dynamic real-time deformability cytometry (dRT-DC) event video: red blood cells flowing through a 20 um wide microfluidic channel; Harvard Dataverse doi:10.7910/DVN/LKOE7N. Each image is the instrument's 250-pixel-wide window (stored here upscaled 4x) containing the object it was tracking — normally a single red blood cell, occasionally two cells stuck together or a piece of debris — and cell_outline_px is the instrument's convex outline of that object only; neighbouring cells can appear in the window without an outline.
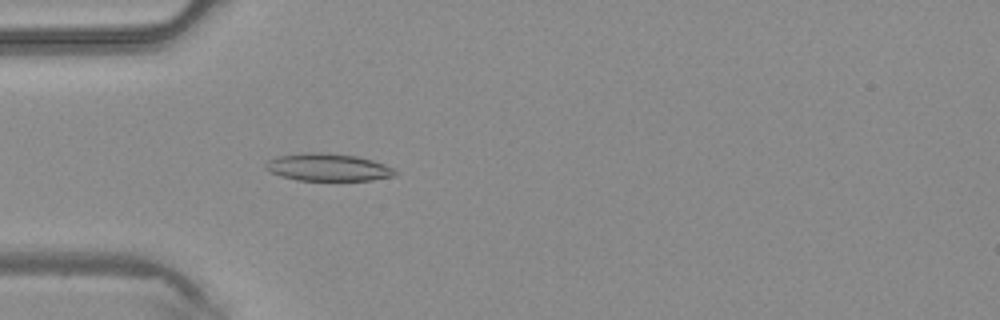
{"species": "common noctule bat (a hibernating species)", "species_latin": "Nyctalus noctula", "temperature_condition": "warm", "stored_images_in_passage": 43, "camera_frame_rate_fps": 3000, "um_per_image_px": 0.085, "animal": {"sex": "male", "body_mass_g": 20.4}, "frame": {"image": 1, "passage_image": 13, "time_ms": 4.0, "image_size_px": [1000, 320], "cell_outline_px": [[400, 172], [396, 176], [372, 180], [296, 180], [280, 176], [268, 172], [264, 168], [264, 164], [268, 160], [276, 156], [304, 152], [320, 152], [356, 156], [372, 160], [384, 164]], "centroid_in_image_um": [27.84, 14.22], "position_along_channel_um": 57.2, "area_um2": 20.98}}
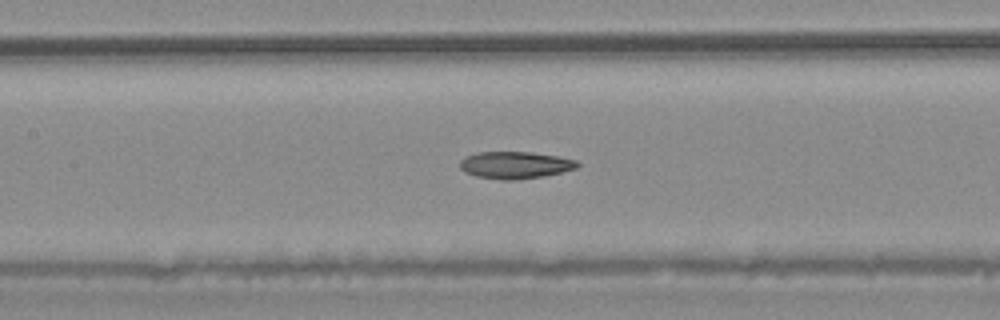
{"frame": {"image": 2, "passage_image": 20, "time_ms": 6.333, "image_size_px": [1000, 320], "cell_outline_px": [[580, 164], [576, 168], [544, 176], [512, 180], [500, 180], [476, 176], [464, 172], [460, 168], [460, 160], [464, 156], [476, 152], [532, 152], [560, 156], [576, 160]], "centroid_in_image_um": [43.76, 14.02], "position_along_channel_um": 163.6, "area_um2": 18.67}}
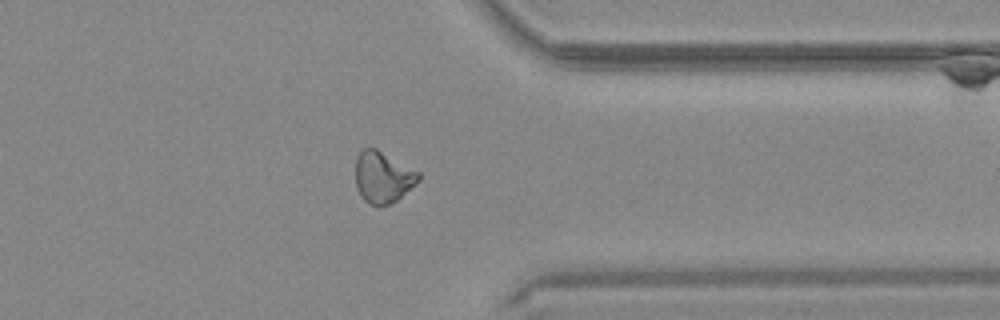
{"frame": {"image": 3, "passage_image": 34, "time_ms": 11.0, "image_size_px": [1000, 320], "cell_outline_px": [[420, 180], [416, 184], [396, 200], [388, 204], [368, 204], [364, 200], [356, 188], [356, 156], [364, 148], [376, 148], [420, 172]], "centroid_in_image_um": [32.54, 15.04], "position_along_channel_um": 378.9, "area_um2": 18.73}}